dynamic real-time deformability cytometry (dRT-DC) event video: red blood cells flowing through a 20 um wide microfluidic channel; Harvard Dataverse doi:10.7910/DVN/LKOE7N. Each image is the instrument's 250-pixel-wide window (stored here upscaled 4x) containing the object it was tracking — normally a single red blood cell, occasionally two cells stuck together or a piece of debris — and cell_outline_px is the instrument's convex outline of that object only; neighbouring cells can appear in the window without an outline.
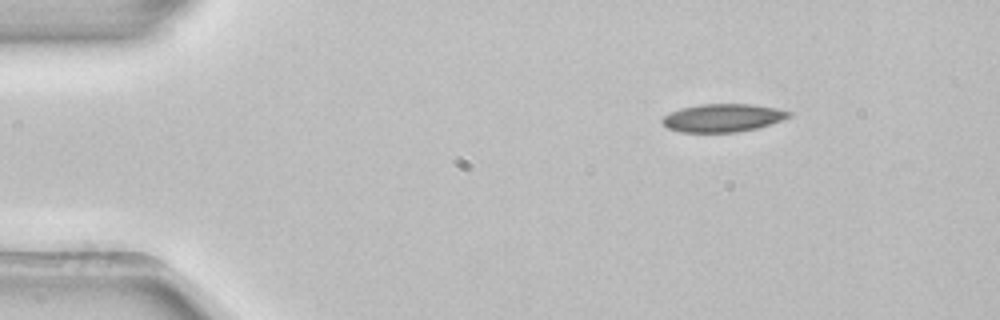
{"species": "common noctule bat (a hibernating species)", "species_latin": "Nyctalus noctula", "temperature_condition": "room temperature", "stored_images_in_passage": 3, "camera_frame_rate_fps": 3000, "um_per_image_px": 0.085, "animal": {"sex": "female", "body_mass_g": 22.7, "forearm_length_mm": 54.2}, "frame": {"image": 1, "passage_image": 1, "time_ms": 0.0, "image_size_px": [1000, 320], "cell_outline_px": [[792, 116], [756, 128], [736, 132], [680, 132], [668, 128], [660, 120], [664, 116], [680, 108], [700, 104], [752, 104], [776, 108], [792, 112]], "centroid_in_image_um": [61.42, 10.01], "position_along_channel_um": 23.6, "area_um2": 20.52}}
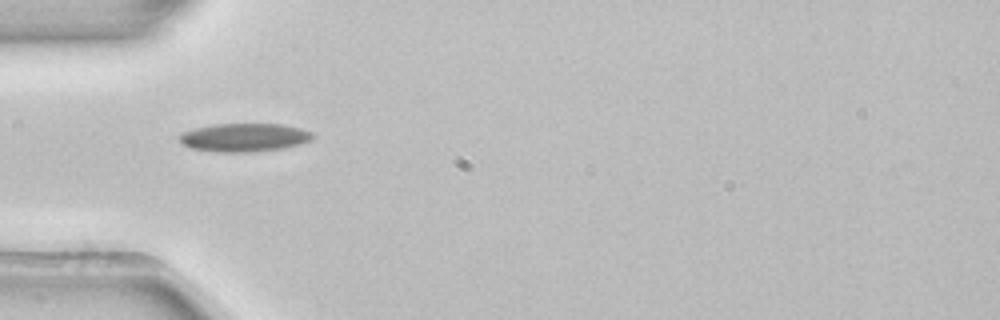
{"frame": {"image": 2, "passage_image": 3, "time_ms": 0.667, "image_size_px": [1000, 320], "cell_outline_px": [[316, 136], [312, 140], [300, 144], [284, 148], [244, 152], [216, 152], [192, 148], [184, 144], [180, 140], [180, 132], [196, 128], [216, 124], [284, 124], [300, 128], [312, 132]], "centroid_in_image_um": [20.81, 11.68], "position_along_channel_um": 64.2, "area_um2": 21.96}}